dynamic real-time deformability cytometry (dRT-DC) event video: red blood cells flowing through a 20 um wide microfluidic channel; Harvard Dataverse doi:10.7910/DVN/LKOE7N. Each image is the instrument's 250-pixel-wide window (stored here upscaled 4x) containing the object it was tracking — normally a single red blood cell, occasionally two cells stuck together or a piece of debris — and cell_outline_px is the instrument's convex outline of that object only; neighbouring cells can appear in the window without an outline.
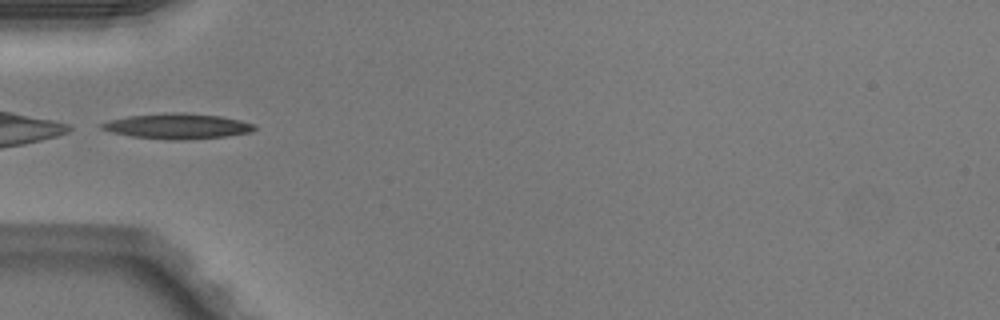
{"species": "Egyptian fruit bat (a non-hibernating species)", "species_latin": "Rousettus aegyptiacus", "temperature_condition": "warm", "stored_images_in_passage": 21, "camera_frame_rate_fps": 3000, "um_per_image_px": 0.085, "animal": {"sex": "male"}, "frame": {"image": 1, "passage_image": 1, "time_ms": 0.0, "image_size_px": [1000, 320], "cell_outline_px": [[256, 128], [252, 132], [224, 136], [184, 140], [168, 140], [132, 136], [112, 132], [100, 128], [100, 124], [112, 120], [128, 116], [172, 112], [184, 112], [220, 116], [240, 120], [256, 124]], "centroid_in_image_um": [15.12, 10.72], "position_along_channel_um": 69.9, "area_um2": 22.48}}
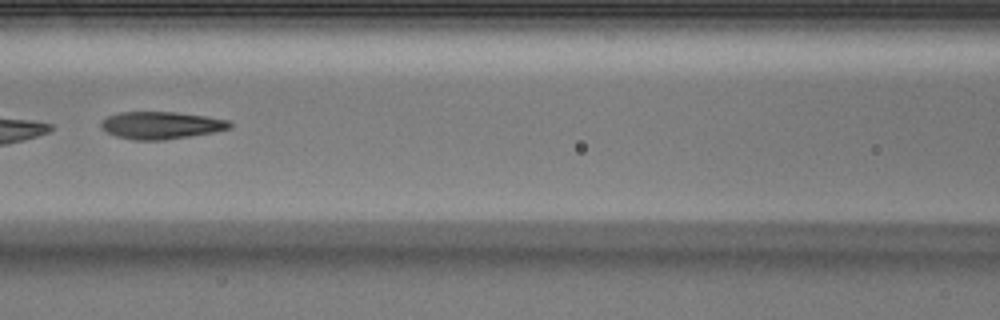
{"frame": {"image": 2, "passage_image": 7, "time_ms": 2.0, "image_size_px": [1000, 320], "cell_outline_px": [[232, 128], [212, 132], [164, 140], [136, 140], [116, 136], [108, 132], [100, 124], [108, 116], [120, 112], [176, 112], [204, 116], [228, 120], [232, 124]], "centroid_in_image_um": [13.71, 10.64], "position_along_channel_um": 152.9, "area_um2": 20.17}}
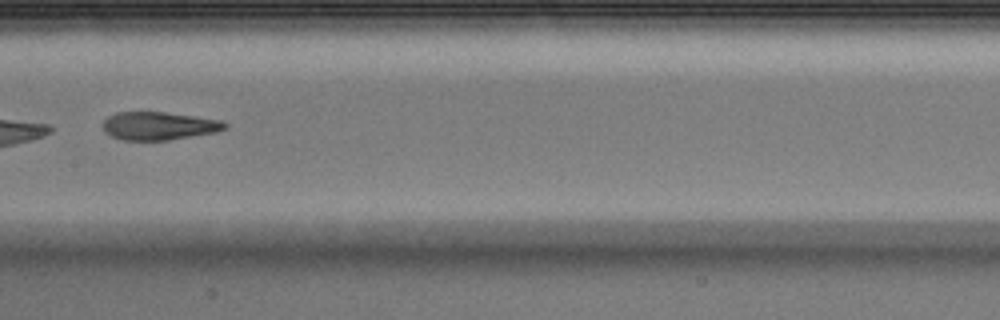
{"frame": {"image": 3, "passage_image": 10, "time_ms": 3.0, "image_size_px": [1000, 320], "cell_outline_px": [[228, 128], [216, 132], [168, 140], [120, 140], [104, 132], [104, 120], [108, 116], [116, 112], [164, 112], [220, 120], [228, 124]], "centroid_in_image_um": [13.49, 10.7], "position_along_channel_um": 193.9, "area_um2": 19.88}}